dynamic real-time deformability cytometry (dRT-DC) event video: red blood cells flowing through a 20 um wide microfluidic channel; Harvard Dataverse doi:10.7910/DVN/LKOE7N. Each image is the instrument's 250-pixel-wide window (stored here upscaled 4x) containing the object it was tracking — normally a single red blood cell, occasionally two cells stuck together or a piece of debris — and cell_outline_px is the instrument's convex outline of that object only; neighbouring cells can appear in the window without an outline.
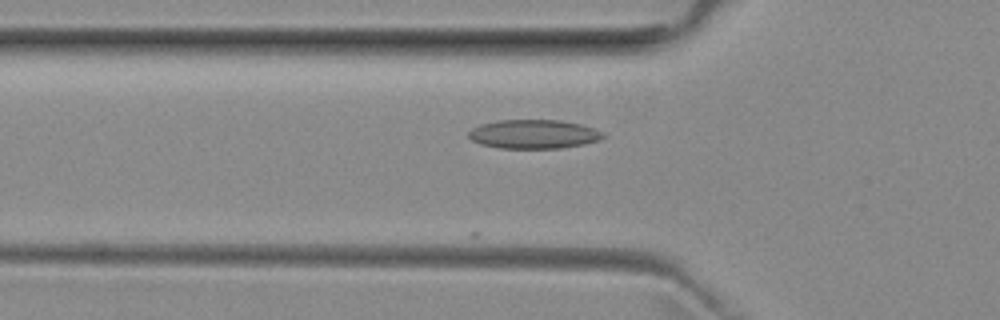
{"species": "common noctule bat (a hibernating species)", "species_latin": "Nyctalus noctula", "temperature_condition": "room temperature", "stored_images_in_passage": 16, "camera_frame_rate_fps": 3000, "um_per_image_px": 0.085, "animal": {"sex": "female", "body_mass_g": 29.2, "forearm_length_mm": 56.3}, "frame": {"image": 1, "passage_image": 10, "time_ms": 3.0, "image_size_px": [1000, 320], "cell_outline_px": [[604, 136], [600, 140], [584, 144], [560, 148], [500, 148], [480, 144], [472, 140], [468, 136], [468, 132], [472, 128], [480, 124], [496, 120], [560, 120], [580, 124], [604, 132]], "centroid_in_image_um": [45.34, 11.4], "position_along_channel_um": 80.5, "area_um2": 22.72}}